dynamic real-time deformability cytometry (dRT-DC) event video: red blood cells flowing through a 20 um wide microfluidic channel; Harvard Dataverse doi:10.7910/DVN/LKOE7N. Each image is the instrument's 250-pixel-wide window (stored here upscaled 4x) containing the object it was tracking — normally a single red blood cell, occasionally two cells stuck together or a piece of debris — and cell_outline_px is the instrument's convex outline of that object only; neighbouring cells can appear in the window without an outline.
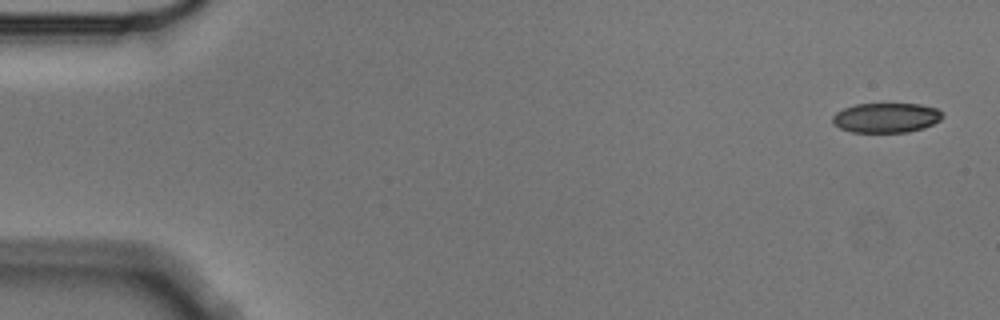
{"species": "Egyptian fruit bat (a non-hibernating species)", "species_latin": "Rousettus aegyptiacus", "temperature_condition": "cold", "stored_images_in_passage": 4, "camera_frame_rate_fps": 3000, "um_per_image_px": 0.085, "animal": {"sex": "male"}, "frame": {"image": 1, "passage_image": 1, "time_ms": 0.0, "image_size_px": [1000, 320], "cell_outline_px": [[944, 116], [940, 120], [924, 128], [908, 132], [852, 132], [840, 128], [832, 124], [832, 116], [836, 112], [844, 108], [856, 104], [920, 104], [936, 108]], "centroid_in_image_um": [75.3, 10.01], "position_along_channel_um": 9.7, "area_um2": 19.07}}
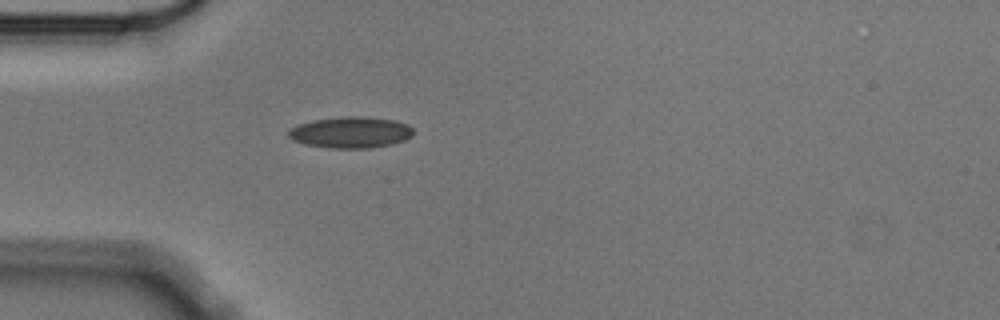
{"frame": {"image": 2, "passage_image": 4, "time_ms": 1.0, "image_size_px": [1000, 320], "cell_outline_px": [[412, 136], [404, 140], [392, 144], [372, 148], [332, 148], [304, 144], [292, 140], [288, 136], [288, 132], [296, 124], [312, 120], [344, 116], [360, 116], [396, 120], [408, 124], [412, 128]], "centroid_in_image_um": [29.8, 11.25], "position_along_channel_um": 55.2, "area_um2": 22.89}}